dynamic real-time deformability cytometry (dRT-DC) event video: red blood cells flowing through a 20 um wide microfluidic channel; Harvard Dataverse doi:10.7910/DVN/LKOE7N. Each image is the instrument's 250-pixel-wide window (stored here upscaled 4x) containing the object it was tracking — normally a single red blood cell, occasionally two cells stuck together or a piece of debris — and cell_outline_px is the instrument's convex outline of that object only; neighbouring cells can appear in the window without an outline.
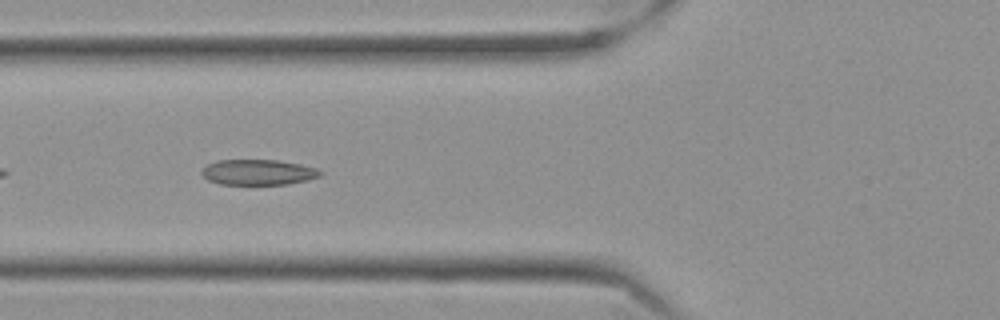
{"species": "Egyptian fruit bat (a non-hibernating species)", "species_latin": "Rousettus aegyptiacus", "temperature_condition": "cold", "stored_images_in_passage": 40, "camera_frame_rate_fps": 3000, "um_per_image_px": 0.085, "frame": {"image": 1, "passage_image": 6, "time_ms": 1.667, "image_size_px": [1000, 320], "cell_outline_px": [[324, 172], [320, 176], [308, 180], [288, 184], [220, 184], [208, 180], [200, 172], [200, 168], [216, 160], [276, 160], [300, 164], [316, 168]], "centroid_in_image_um": [21.93, 14.63], "position_along_channel_um": 103.9, "area_um2": 17.69}}
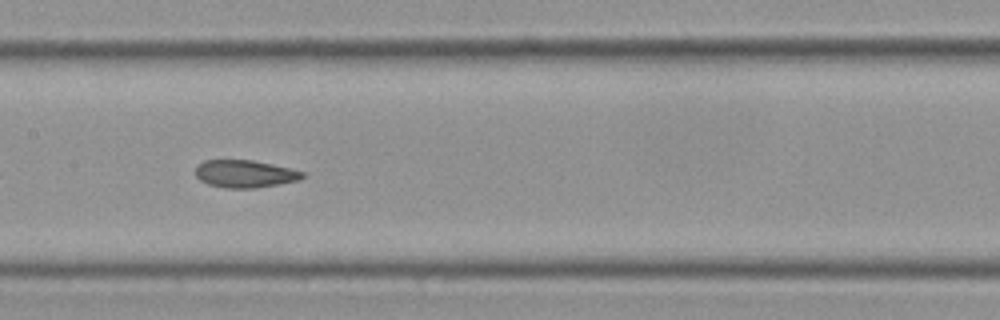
{"frame": {"image": 2, "passage_image": 13, "time_ms": 4.0, "image_size_px": [1000, 320], "cell_outline_px": [[304, 176], [300, 180], [256, 188], [224, 188], [208, 184], [200, 180], [196, 176], [196, 168], [204, 160], [252, 160], [272, 164], [304, 172]], "centroid_in_image_um": [20.81, 14.78], "position_along_channel_um": 186.6, "area_um2": 17.05}}
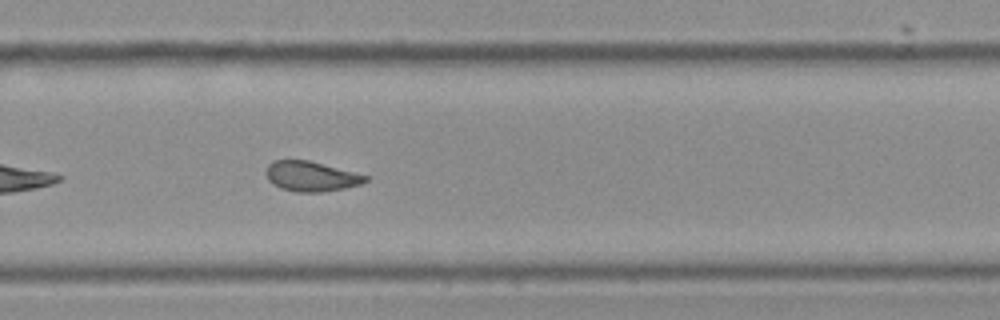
{"frame": {"image": 3, "passage_image": 23, "time_ms": 7.333, "image_size_px": [1000, 320], "cell_outline_px": [[368, 180], [360, 184], [344, 188], [320, 192], [296, 192], [280, 188], [272, 184], [268, 180], [268, 164], [272, 160], [308, 160], [368, 176]], "centroid_in_image_um": [26.42, 14.99], "position_along_channel_um": 303.4, "area_um2": 17.11}, "authors_computed_cell_mechanics": {"area_um2": 17.3978, "velocity_mm_per_s": 3.5147, "shape_relaxation_time_tau1_ms": 6.5917, "shape_relaxation_time_tau2_ms": 2.9638, "deformation_change_tau1": 0.1537, "deformation_change_tau2": 0.0942}}